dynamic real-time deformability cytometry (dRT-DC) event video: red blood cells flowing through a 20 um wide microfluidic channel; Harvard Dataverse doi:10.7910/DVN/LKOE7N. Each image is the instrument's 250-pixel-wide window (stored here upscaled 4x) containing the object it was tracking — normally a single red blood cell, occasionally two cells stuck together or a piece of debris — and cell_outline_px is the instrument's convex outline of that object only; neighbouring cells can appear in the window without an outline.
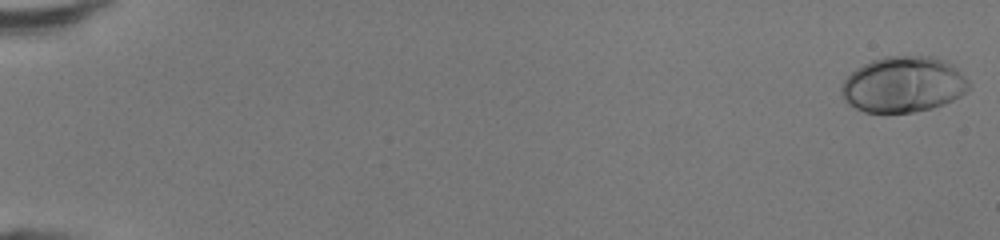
{"species": "human", "species_latin": "Homo sapiens", "temperature_condition": "room temperature", "stored_images_in_passage": 49, "camera_frame_rate_fps": 3000, "um_per_image_px": 0.085, "donor": {"sex": "female"}, "frame": {"image": 1, "passage_image": 1, "time_ms": 0.0, "image_size_px": [1000, 240], "cell_outline_px": [[972, 84], [960, 96], [944, 104], [932, 108], [912, 112], [864, 112], [848, 104], [844, 100], [840, 92], [840, 88], [844, 80], [856, 68], [872, 60], [884, 56], [932, 56], [944, 60], [952, 64]], "centroid_in_image_um": [76.77, 7.17], "position_along_channel_um": 8.2, "area_um2": 41.5}}
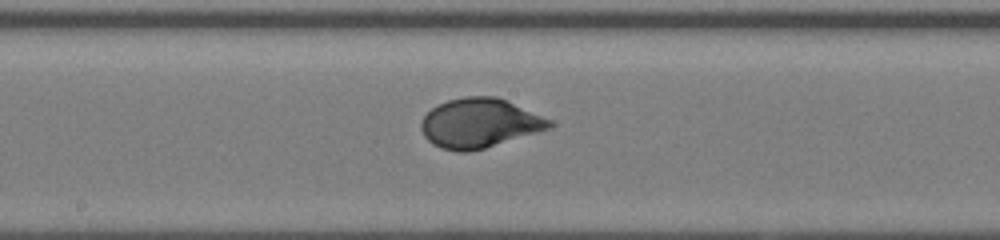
{"frame": {"image": 2, "passage_image": 28, "time_ms": 9.0, "image_size_px": [1000, 240], "cell_outline_px": [[552, 128], [484, 148], [468, 152], [456, 152], [440, 148], [432, 144], [424, 136], [420, 128], [420, 124], [424, 116], [432, 108], [448, 100], [464, 96], [496, 96], [552, 120]], "centroid_in_image_um": [40.73, 10.48], "position_along_channel_um": 207.5, "area_um2": 36.82}}
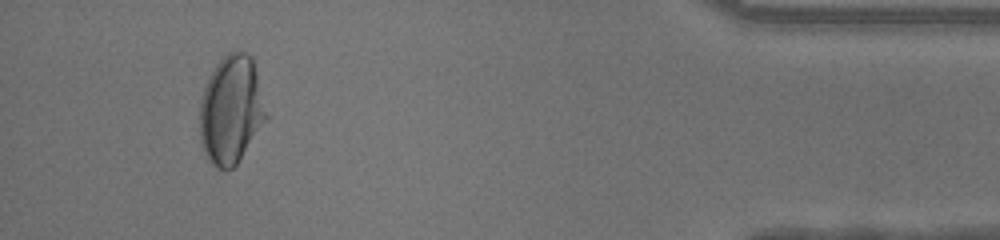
{"frame": {"image": 3, "passage_image": 46, "time_ms": 15.0, "image_size_px": [1000, 240], "cell_outline_px": [[268, 116], [236, 164], [232, 168], [224, 172], [216, 168], [212, 164], [204, 152], [200, 140], [200, 100], [208, 76], [216, 64], [228, 52], [236, 48], [240, 48], [252, 56]], "centroid_in_image_um": [19.63, 9.3], "position_along_channel_um": 415.6, "area_um2": 42.08}, "authors_computed_cell_mechanics": {"area_um2": 36.703, "velocity_mm_per_s": 4.3296, "shape_relaxation_time_tau1_ms": 2.7101, "shape_relaxation_time_tau2_ms": null, "deformation_change_tau1": 0.1624, "deformation_change_tau2": null}}